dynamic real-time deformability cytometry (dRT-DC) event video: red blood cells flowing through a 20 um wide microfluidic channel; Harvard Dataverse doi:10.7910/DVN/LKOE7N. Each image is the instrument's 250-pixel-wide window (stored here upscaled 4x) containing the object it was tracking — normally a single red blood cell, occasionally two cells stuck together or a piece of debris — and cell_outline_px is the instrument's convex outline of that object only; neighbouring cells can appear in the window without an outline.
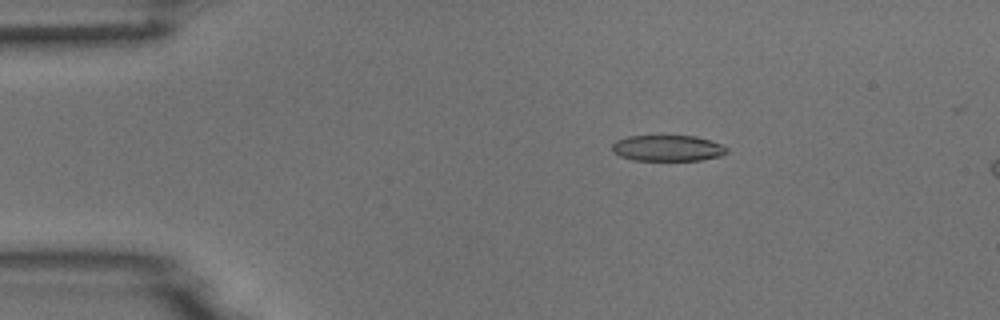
{"species": "common noctule bat (a hibernating species)", "species_latin": "Nyctalus noctula", "temperature_condition": "room temperature", "stored_images_in_passage": 3, "camera_frame_rate_fps": 3000, "um_per_image_px": 0.085, "animal": {"sex": "male", "body_mass_g": 18.8}, "frame": {"image": 1, "passage_image": 1, "time_ms": 0.0, "image_size_px": [1000, 320], "cell_outline_px": [[728, 152], [720, 156], [700, 160], [632, 160], [620, 156], [612, 152], [612, 144], [616, 140], [628, 136], [696, 136], [712, 140], [724, 144], [728, 148]], "centroid_in_image_um": [56.78, 12.59], "position_along_channel_um": 28.2, "area_um2": 17.57}}